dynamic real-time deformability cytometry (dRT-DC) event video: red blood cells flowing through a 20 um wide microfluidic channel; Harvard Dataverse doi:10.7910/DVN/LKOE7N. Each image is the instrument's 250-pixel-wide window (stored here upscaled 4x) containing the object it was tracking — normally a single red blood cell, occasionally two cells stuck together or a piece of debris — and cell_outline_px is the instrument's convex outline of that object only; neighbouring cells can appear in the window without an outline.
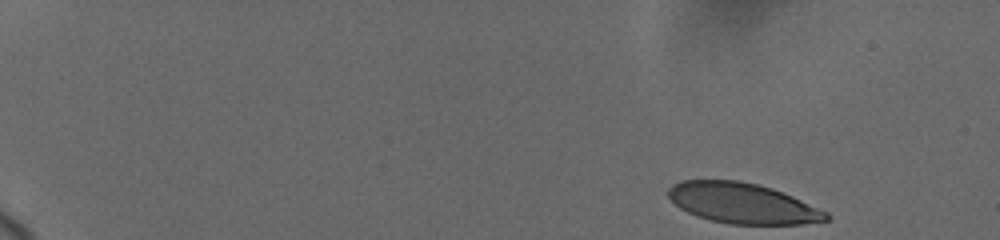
{"species": "human", "species_latin": "Homo sapiens", "temperature_condition": "cold", "stored_images_in_passage": 13, "camera_frame_rate_fps": 3000, "um_per_image_px": 0.085, "donor": {"sex": "female"}, "frame": {"image": 1, "passage_image": 1, "time_ms": 0.0, "image_size_px": [1000, 240], "cell_outline_px": [[832, 216], [828, 220], [800, 224], [728, 224], [696, 216], [680, 208], [668, 196], [668, 188], [672, 184], [680, 180], [740, 180], [772, 188], [792, 196], [828, 212]], "centroid_in_image_um": [63.11, 17.27], "position_along_channel_um": 21.9, "area_um2": 37.17}}
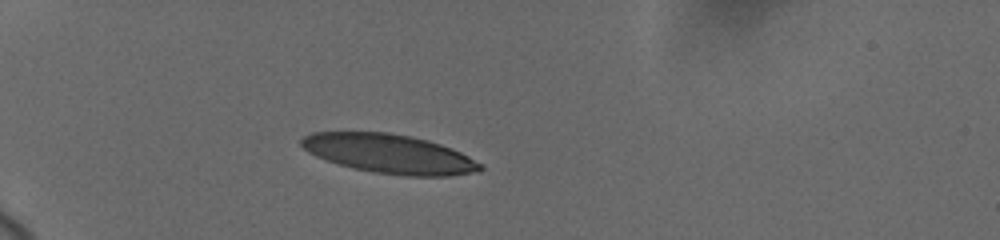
{"frame": {"image": 2, "passage_image": 10, "time_ms": 4.0, "image_size_px": [1000, 240], "cell_outline_px": [[484, 168], [480, 172], [448, 176], [404, 176], [372, 172], [352, 168], [316, 156], [308, 152], [300, 144], [300, 140], [304, 136], [312, 132], [388, 132], [412, 136], [428, 140], [452, 148], [484, 164]], "centroid_in_image_um": [33.14, 13.08], "position_along_channel_um": 51.9, "area_um2": 41.04}}
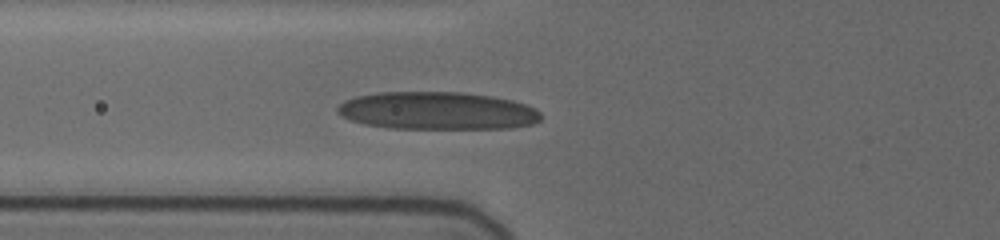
{"frame": {"image": 3, "passage_image": 13, "time_ms": 6.0, "image_size_px": [1000, 240], "cell_outline_px": [[540, 120], [532, 124], [512, 128], [388, 128], [364, 124], [340, 116], [336, 112], [336, 108], [344, 100], [356, 96], [380, 92], [460, 92], [492, 96], [512, 100], [524, 104], [540, 112]], "centroid_in_image_um": [37.13, 9.41], "position_along_channel_um": 88.7, "area_um2": 44.68}}